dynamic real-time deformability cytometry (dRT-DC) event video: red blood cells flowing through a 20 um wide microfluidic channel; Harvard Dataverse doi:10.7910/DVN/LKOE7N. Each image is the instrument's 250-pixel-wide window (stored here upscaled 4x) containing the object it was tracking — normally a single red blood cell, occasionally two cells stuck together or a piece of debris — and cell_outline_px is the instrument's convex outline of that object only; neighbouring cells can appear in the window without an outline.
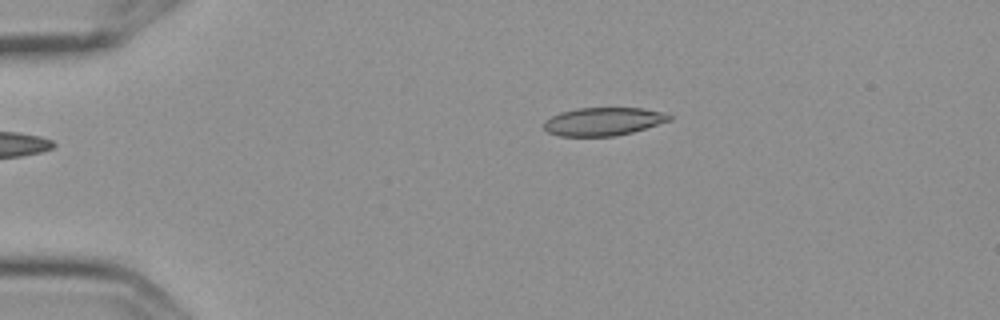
{"species": "Egyptian fruit bat (a non-hibernating species)", "species_latin": "Rousettus aegyptiacus", "temperature_condition": "cold", "stored_images_in_passage": 3, "camera_frame_rate_fps": 3000, "um_per_image_px": 0.085, "frame": {"image": 1, "passage_image": 1, "time_ms": 0.0, "image_size_px": [1000, 320], "cell_outline_px": [[672, 120], [632, 132], [616, 136], [560, 136], [548, 132], [544, 128], [544, 120], [560, 112], [576, 108], [644, 108], [664, 112], [672, 116]], "centroid_in_image_um": [51.29, 10.32], "position_along_channel_um": 33.7, "area_um2": 20.63}}
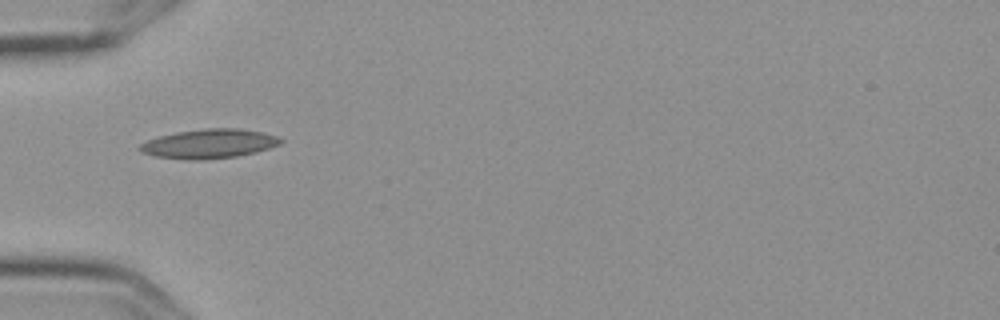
{"frame": {"image": 2, "passage_image": 3, "time_ms": 0.667, "image_size_px": [1000, 320], "cell_outline_px": [[284, 140], [280, 144], [256, 152], [236, 156], [200, 160], [192, 160], [156, 156], [144, 152], [140, 148], [140, 144], [148, 140], [160, 136], [176, 132], [204, 128], [240, 128], [260, 132], [276, 136]], "centroid_in_image_um": [17.8, 12.21], "position_along_channel_um": 67.2, "area_um2": 23.64}}